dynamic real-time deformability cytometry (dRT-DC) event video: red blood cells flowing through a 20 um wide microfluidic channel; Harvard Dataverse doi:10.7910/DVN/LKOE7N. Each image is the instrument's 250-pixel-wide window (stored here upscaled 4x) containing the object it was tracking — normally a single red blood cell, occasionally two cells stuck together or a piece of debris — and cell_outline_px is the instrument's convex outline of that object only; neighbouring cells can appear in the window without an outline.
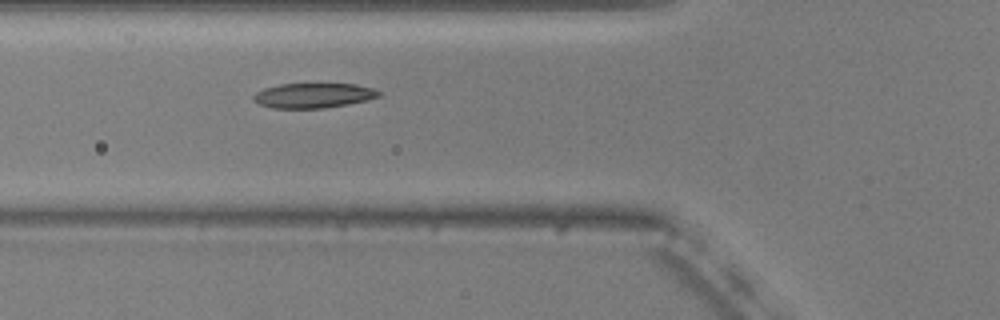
{"species": "common noctule bat (a hibernating species)", "species_latin": "Nyctalus noctula", "temperature_condition": "warm", "stored_images_in_passage": 50, "camera_frame_rate_fps": 3000, "um_per_image_px": 0.085, "animal": {"sex": "male", "body_mass_g": 20.5, "forearm_length_mm": 52.5}, "frame": {"image": 1, "passage_image": 16, "time_ms": 5.0, "image_size_px": [1000, 320], "cell_outline_px": [[380, 96], [368, 100], [348, 104], [324, 108], [272, 108], [260, 104], [252, 100], [252, 96], [256, 92], [264, 88], [280, 84], [356, 84], [372, 88], [380, 92]], "centroid_in_image_um": [26.62, 8.12], "position_along_channel_um": 99.2, "area_um2": 18.15}}
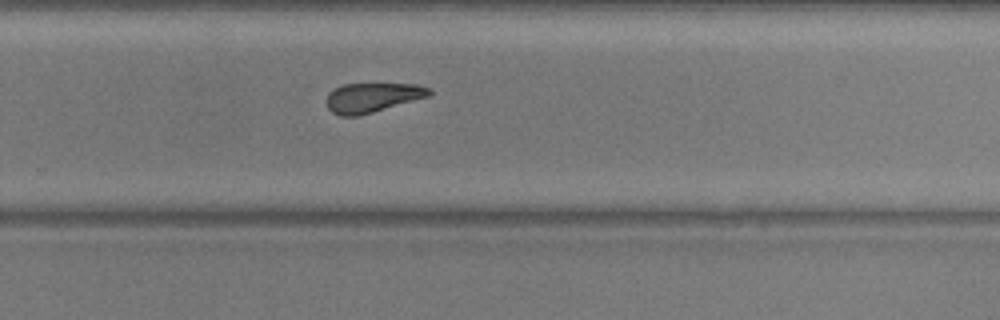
{"frame": {"image": 2, "passage_image": 32, "time_ms": 10.333, "image_size_px": [1000, 320], "cell_outline_px": [[432, 92], [428, 96], [372, 112], [356, 116], [340, 116], [332, 112], [328, 108], [328, 92], [344, 84], [416, 84], [432, 88]], "centroid_in_image_um": [31.66, 8.28], "position_along_channel_um": 298.1, "area_um2": 17.34}}
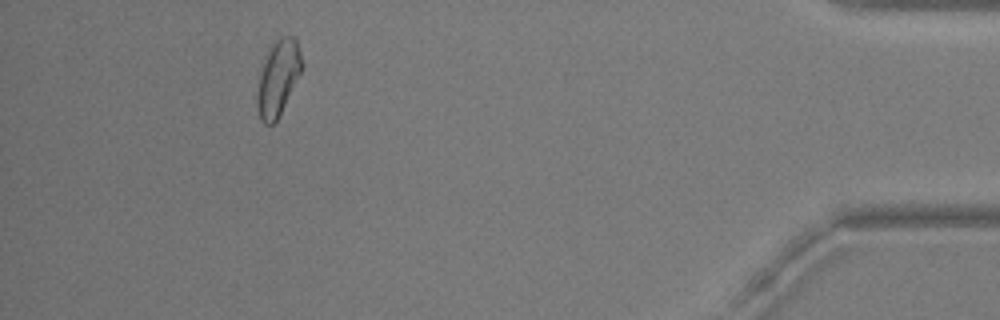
{"frame": {"image": 3, "passage_image": 46, "time_ms": 15.0, "image_size_px": [1000, 320], "cell_outline_px": [[304, 64], [276, 120], [272, 124], [264, 124], [260, 116], [256, 104], [256, 96], [260, 72], [268, 48], [280, 36], [296, 36]], "centroid_in_image_um": [23.63, 6.55], "position_along_channel_um": 411.6, "area_um2": 19.36}, "authors_computed_cell_mechanics": {"area_um2": 18.8139, "velocity_mm_per_s": 3.7317, "shape_relaxation_time_tau1_ms": 5.3015, "shape_relaxation_time_tau2_ms": 6.6997, "deformation_change_tau1": 0.1515, "deformation_change_tau2": 0.1945}}